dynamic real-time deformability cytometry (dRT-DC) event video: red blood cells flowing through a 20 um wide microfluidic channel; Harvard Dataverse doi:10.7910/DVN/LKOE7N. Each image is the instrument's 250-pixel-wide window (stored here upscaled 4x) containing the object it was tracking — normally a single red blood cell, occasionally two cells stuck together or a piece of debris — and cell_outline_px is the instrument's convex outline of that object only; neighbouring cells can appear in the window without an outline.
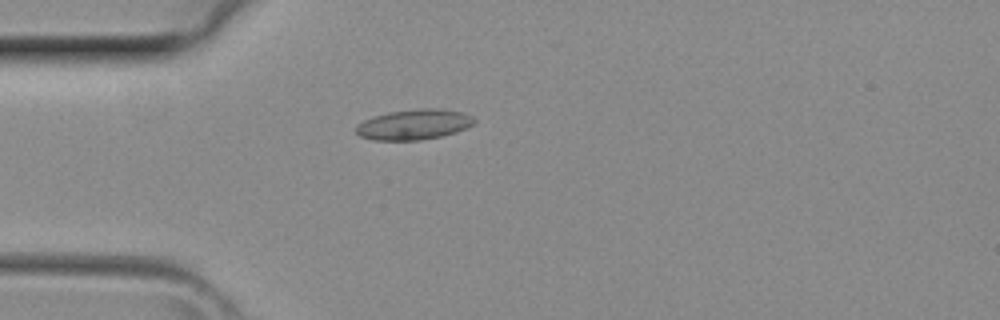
{"species": "common noctule bat (a hibernating species)", "species_latin": "Nyctalus noctula", "temperature_condition": "room temperature", "stored_images_in_passage": 4, "camera_frame_rate_fps": 3000, "um_per_image_px": 0.085, "animal": {"sex": "female", "body_mass_g": 29.2, "forearm_length_mm": 56.3}, "frame": {"image": 1, "passage_image": 4, "time_ms": 1.0, "image_size_px": [1000, 320], "cell_outline_px": [[476, 120], [472, 124], [456, 132], [440, 136], [420, 140], [372, 140], [360, 136], [356, 132], [356, 124], [372, 116], [388, 112], [420, 108], [440, 108], [464, 112], [472, 116]], "centroid_in_image_um": [35.16, 10.57], "position_along_channel_um": 49.8, "area_um2": 20.98}}